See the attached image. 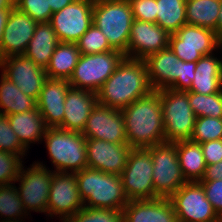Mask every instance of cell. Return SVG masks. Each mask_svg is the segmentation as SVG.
Segmentation results:
<instances>
[{
    "mask_svg": "<svg viewBox=\"0 0 222 222\" xmlns=\"http://www.w3.org/2000/svg\"><path fill=\"white\" fill-rule=\"evenodd\" d=\"M220 0H186L187 24L208 28L217 34Z\"/></svg>",
    "mask_w": 222,
    "mask_h": 222,
    "instance_id": "cell-30",
    "label": "cell"
},
{
    "mask_svg": "<svg viewBox=\"0 0 222 222\" xmlns=\"http://www.w3.org/2000/svg\"><path fill=\"white\" fill-rule=\"evenodd\" d=\"M70 87L67 79L48 78L44 82L37 100V109L48 128L59 127L62 124L66 92Z\"/></svg>",
    "mask_w": 222,
    "mask_h": 222,
    "instance_id": "cell-20",
    "label": "cell"
},
{
    "mask_svg": "<svg viewBox=\"0 0 222 222\" xmlns=\"http://www.w3.org/2000/svg\"><path fill=\"white\" fill-rule=\"evenodd\" d=\"M133 18L140 21L156 23V0H128Z\"/></svg>",
    "mask_w": 222,
    "mask_h": 222,
    "instance_id": "cell-40",
    "label": "cell"
},
{
    "mask_svg": "<svg viewBox=\"0 0 222 222\" xmlns=\"http://www.w3.org/2000/svg\"><path fill=\"white\" fill-rule=\"evenodd\" d=\"M206 165L216 164L222 160V139L201 143Z\"/></svg>",
    "mask_w": 222,
    "mask_h": 222,
    "instance_id": "cell-43",
    "label": "cell"
},
{
    "mask_svg": "<svg viewBox=\"0 0 222 222\" xmlns=\"http://www.w3.org/2000/svg\"><path fill=\"white\" fill-rule=\"evenodd\" d=\"M180 168L187 182H200L204 177L206 162L201 144L190 140L175 142Z\"/></svg>",
    "mask_w": 222,
    "mask_h": 222,
    "instance_id": "cell-27",
    "label": "cell"
},
{
    "mask_svg": "<svg viewBox=\"0 0 222 222\" xmlns=\"http://www.w3.org/2000/svg\"><path fill=\"white\" fill-rule=\"evenodd\" d=\"M86 139L127 144L124 118L121 110L100 104L92 109L81 133Z\"/></svg>",
    "mask_w": 222,
    "mask_h": 222,
    "instance_id": "cell-16",
    "label": "cell"
},
{
    "mask_svg": "<svg viewBox=\"0 0 222 222\" xmlns=\"http://www.w3.org/2000/svg\"><path fill=\"white\" fill-rule=\"evenodd\" d=\"M153 163L147 148H132L120 174L124 192L130 200L154 199Z\"/></svg>",
    "mask_w": 222,
    "mask_h": 222,
    "instance_id": "cell-10",
    "label": "cell"
},
{
    "mask_svg": "<svg viewBox=\"0 0 222 222\" xmlns=\"http://www.w3.org/2000/svg\"><path fill=\"white\" fill-rule=\"evenodd\" d=\"M219 139H222V118L196 117L190 141L201 144Z\"/></svg>",
    "mask_w": 222,
    "mask_h": 222,
    "instance_id": "cell-35",
    "label": "cell"
},
{
    "mask_svg": "<svg viewBox=\"0 0 222 222\" xmlns=\"http://www.w3.org/2000/svg\"><path fill=\"white\" fill-rule=\"evenodd\" d=\"M75 176L84 207L123 210L129 203L120 175L85 167Z\"/></svg>",
    "mask_w": 222,
    "mask_h": 222,
    "instance_id": "cell-3",
    "label": "cell"
},
{
    "mask_svg": "<svg viewBox=\"0 0 222 222\" xmlns=\"http://www.w3.org/2000/svg\"><path fill=\"white\" fill-rule=\"evenodd\" d=\"M26 213L15 185L0 186V215L6 216L3 220L18 221Z\"/></svg>",
    "mask_w": 222,
    "mask_h": 222,
    "instance_id": "cell-33",
    "label": "cell"
},
{
    "mask_svg": "<svg viewBox=\"0 0 222 222\" xmlns=\"http://www.w3.org/2000/svg\"><path fill=\"white\" fill-rule=\"evenodd\" d=\"M83 207L75 173L54 172L47 204L48 215H59L66 222Z\"/></svg>",
    "mask_w": 222,
    "mask_h": 222,
    "instance_id": "cell-14",
    "label": "cell"
},
{
    "mask_svg": "<svg viewBox=\"0 0 222 222\" xmlns=\"http://www.w3.org/2000/svg\"><path fill=\"white\" fill-rule=\"evenodd\" d=\"M194 75L188 91L208 95L222 90V60L213 54L202 56L196 62Z\"/></svg>",
    "mask_w": 222,
    "mask_h": 222,
    "instance_id": "cell-24",
    "label": "cell"
},
{
    "mask_svg": "<svg viewBox=\"0 0 222 222\" xmlns=\"http://www.w3.org/2000/svg\"><path fill=\"white\" fill-rule=\"evenodd\" d=\"M185 92L188 94L189 104L196 117L222 118V90L208 95Z\"/></svg>",
    "mask_w": 222,
    "mask_h": 222,
    "instance_id": "cell-32",
    "label": "cell"
},
{
    "mask_svg": "<svg viewBox=\"0 0 222 222\" xmlns=\"http://www.w3.org/2000/svg\"><path fill=\"white\" fill-rule=\"evenodd\" d=\"M15 7V0H0V9H12Z\"/></svg>",
    "mask_w": 222,
    "mask_h": 222,
    "instance_id": "cell-48",
    "label": "cell"
},
{
    "mask_svg": "<svg viewBox=\"0 0 222 222\" xmlns=\"http://www.w3.org/2000/svg\"><path fill=\"white\" fill-rule=\"evenodd\" d=\"M0 114L5 116L34 110L37 101L23 93L15 83L1 73ZM4 109V110H3Z\"/></svg>",
    "mask_w": 222,
    "mask_h": 222,
    "instance_id": "cell-29",
    "label": "cell"
},
{
    "mask_svg": "<svg viewBox=\"0 0 222 222\" xmlns=\"http://www.w3.org/2000/svg\"><path fill=\"white\" fill-rule=\"evenodd\" d=\"M178 79L169 87L174 91H188L195 77L196 62H185L178 60Z\"/></svg>",
    "mask_w": 222,
    "mask_h": 222,
    "instance_id": "cell-41",
    "label": "cell"
},
{
    "mask_svg": "<svg viewBox=\"0 0 222 222\" xmlns=\"http://www.w3.org/2000/svg\"><path fill=\"white\" fill-rule=\"evenodd\" d=\"M11 9H0V46L2 42V36L4 32L5 25L7 23V19L9 17Z\"/></svg>",
    "mask_w": 222,
    "mask_h": 222,
    "instance_id": "cell-46",
    "label": "cell"
},
{
    "mask_svg": "<svg viewBox=\"0 0 222 222\" xmlns=\"http://www.w3.org/2000/svg\"><path fill=\"white\" fill-rule=\"evenodd\" d=\"M178 222H221L199 182H187L169 197Z\"/></svg>",
    "mask_w": 222,
    "mask_h": 222,
    "instance_id": "cell-11",
    "label": "cell"
},
{
    "mask_svg": "<svg viewBox=\"0 0 222 222\" xmlns=\"http://www.w3.org/2000/svg\"><path fill=\"white\" fill-rule=\"evenodd\" d=\"M217 215L222 218V179L199 182Z\"/></svg>",
    "mask_w": 222,
    "mask_h": 222,
    "instance_id": "cell-42",
    "label": "cell"
},
{
    "mask_svg": "<svg viewBox=\"0 0 222 222\" xmlns=\"http://www.w3.org/2000/svg\"><path fill=\"white\" fill-rule=\"evenodd\" d=\"M80 51L76 43L60 42L53 52L45 69L49 79H67L73 74L78 63Z\"/></svg>",
    "mask_w": 222,
    "mask_h": 222,
    "instance_id": "cell-28",
    "label": "cell"
},
{
    "mask_svg": "<svg viewBox=\"0 0 222 222\" xmlns=\"http://www.w3.org/2000/svg\"><path fill=\"white\" fill-rule=\"evenodd\" d=\"M21 165L16 181L21 185L17 188L24 209L35 212H46L49 198L50 184L54 171L48 170L41 163L32 164L31 168L23 169Z\"/></svg>",
    "mask_w": 222,
    "mask_h": 222,
    "instance_id": "cell-13",
    "label": "cell"
},
{
    "mask_svg": "<svg viewBox=\"0 0 222 222\" xmlns=\"http://www.w3.org/2000/svg\"><path fill=\"white\" fill-rule=\"evenodd\" d=\"M217 35L222 39V0H220V11L217 19Z\"/></svg>",
    "mask_w": 222,
    "mask_h": 222,
    "instance_id": "cell-47",
    "label": "cell"
},
{
    "mask_svg": "<svg viewBox=\"0 0 222 222\" xmlns=\"http://www.w3.org/2000/svg\"><path fill=\"white\" fill-rule=\"evenodd\" d=\"M156 13V23L169 34L187 24L186 0H156Z\"/></svg>",
    "mask_w": 222,
    "mask_h": 222,
    "instance_id": "cell-31",
    "label": "cell"
},
{
    "mask_svg": "<svg viewBox=\"0 0 222 222\" xmlns=\"http://www.w3.org/2000/svg\"><path fill=\"white\" fill-rule=\"evenodd\" d=\"M162 104L165 142L190 140L196 116L189 104L188 94L169 88L158 90Z\"/></svg>",
    "mask_w": 222,
    "mask_h": 222,
    "instance_id": "cell-6",
    "label": "cell"
},
{
    "mask_svg": "<svg viewBox=\"0 0 222 222\" xmlns=\"http://www.w3.org/2000/svg\"><path fill=\"white\" fill-rule=\"evenodd\" d=\"M127 143L132 148H148L165 142L160 93L152 91L121 110Z\"/></svg>",
    "mask_w": 222,
    "mask_h": 222,
    "instance_id": "cell-2",
    "label": "cell"
},
{
    "mask_svg": "<svg viewBox=\"0 0 222 222\" xmlns=\"http://www.w3.org/2000/svg\"><path fill=\"white\" fill-rule=\"evenodd\" d=\"M178 60L169 47L144 59L153 91L169 88L178 79Z\"/></svg>",
    "mask_w": 222,
    "mask_h": 222,
    "instance_id": "cell-23",
    "label": "cell"
},
{
    "mask_svg": "<svg viewBox=\"0 0 222 222\" xmlns=\"http://www.w3.org/2000/svg\"><path fill=\"white\" fill-rule=\"evenodd\" d=\"M170 34L157 23L134 19L125 57L144 60L168 48Z\"/></svg>",
    "mask_w": 222,
    "mask_h": 222,
    "instance_id": "cell-17",
    "label": "cell"
},
{
    "mask_svg": "<svg viewBox=\"0 0 222 222\" xmlns=\"http://www.w3.org/2000/svg\"><path fill=\"white\" fill-rule=\"evenodd\" d=\"M43 139L56 167L54 172L76 173L87 167L86 137L80 132L49 127Z\"/></svg>",
    "mask_w": 222,
    "mask_h": 222,
    "instance_id": "cell-5",
    "label": "cell"
},
{
    "mask_svg": "<svg viewBox=\"0 0 222 222\" xmlns=\"http://www.w3.org/2000/svg\"><path fill=\"white\" fill-rule=\"evenodd\" d=\"M222 179V160L216 164L206 165L204 177L201 181H214Z\"/></svg>",
    "mask_w": 222,
    "mask_h": 222,
    "instance_id": "cell-44",
    "label": "cell"
},
{
    "mask_svg": "<svg viewBox=\"0 0 222 222\" xmlns=\"http://www.w3.org/2000/svg\"><path fill=\"white\" fill-rule=\"evenodd\" d=\"M122 212L124 222H178L169 198L130 200Z\"/></svg>",
    "mask_w": 222,
    "mask_h": 222,
    "instance_id": "cell-22",
    "label": "cell"
},
{
    "mask_svg": "<svg viewBox=\"0 0 222 222\" xmlns=\"http://www.w3.org/2000/svg\"><path fill=\"white\" fill-rule=\"evenodd\" d=\"M133 14L128 0H94L93 24L114 50L127 53Z\"/></svg>",
    "mask_w": 222,
    "mask_h": 222,
    "instance_id": "cell-4",
    "label": "cell"
},
{
    "mask_svg": "<svg viewBox=\"0 0 222 222\" xmlns=\"http://www.w3.org/2000/svg\"><path fill=\"white\" fill-rule=\"evenodd\" d=\"M38 22L31 16L20 12L16 7L10 10L7 23L4 28L0 46V59L11 55L25 53L29 41L34 35Z\"/></svg>",
    "mask_w": 222,
    "mask_h": 222,
    "instance_id": "cell-19",
    "label": "cell"
},
{
    "mask_svg": "<svg viewBox=\"0 0 222 222\" xmlns=\"http://www.w3.org/2000/svg\"><path fill=\"white\" fill-rule=\"evenodd\" d=\"M0 68L2 74L15 83L23 93L38 100L44 82L48 79L45 69L24 54L0 59Z\"/></svg>",
    "mask_w": 222,
    "mask_h": 222,
    "instance_id": "cell-15",
    "label": "cell"
},
{
    "mask_svg": "<svg viewBox=\"0 0 222 222\" xmlns=\"http://www.w3.org/2000/svg\"><path fill=\"white\" fill-rule=\"evenodd\" d=\"M153 163V187L155 198H169L187 183L177 153V145L171 142L155 144L147 148Z\"/></svg>",
    "mask_w": 222,
    "mask_h": 222,
    "instance_id": "cell-7",
    "label": "cell"
},
{
    "mask_svg": "<svg viewBox=\"0 0 222 222\" xmlns=\"http://www.w3.org/2000/svg\"><path fill=\"white\" fill-rule=\"evenodd\" d=\"M21 159L16 154L0 151V186L16 182L23 162Z\"/></svg>",
    "mask_w": 222,
    "mask_h": 222,
    "instance_id": "cell-39",
    "label": "cell"
},
{
    "mask_svg": "<svg viewBox=\"0 0 222 222\" xmlns=\"http://www.w3.org/2000/svg\"><path fill=\"white\" fill-rule=\"evenodd\" d=\"M26 150L12 130L7 116L0 114V151L16 154L22 158Z\"/></svg>",
    "mask_w": 222,
    "mask_h": 222,
    "instance_id": "cell-38",
    "label": "cell"
},
{
    "mask_svg": "<svg viewBox=\"0 0 222 222\" xmlns=\"http://www.w3.org/2000/svg\"><path fill=\"white\" fill-rule=\"evenodd\" d=\"M152 91L145 61L124 57L96 93L97 104L122 110Z\"/></svg>",
    "mask_w": 222,
    "mask_h": 222,
    "instance_id": "cell-1",
    "label": "cell"
},
{
    "mask_svg": "<svg viewBox=\"0 0 222 222\" xmlns=\"http://www.w3.org/2000/svg\"><path fill=\"white\" fill-rule=\"evenodd\" d=\"M132 147L127 143H109L99 139H86L87 167L108 174L123 172Z\"/></svg>",
    "mask_w": 222,
    "mask_h": 222,
    "instance_id": "cell-18",
    "label": "cell"
},
{
    "mask_svg": "<svg viewBox=\"0 0 222 222\" xmlns=\"http://www.w3.org/2000/svg\"><path fill=\"white\" fill-rule=\"evenodd\" d=\"M7 119L20 143L28 150L30 143L42 141L48 127L37 107L31 111L8 115ZM42 139V140H41Z\"/></svg>",
    "mask_w": 222,
    "mask_h": 222,
    "instance_id": "cell-25",
    "label": "cell"
},
{
    "mask_svg": "<svg viewBox=\"0 0 222 222\" xmlns=\"http://www.w3.org/2000/svg\"><path fill=\"white\" fill-rule=\"evenodd\" d=\"M76 44L81 55L97 54L114 50L110 46L106 36L95 24L90 26Z\"/></svg>",
    "mask_w": 222,
    "mask_h": 222,
    "instance_id": "cell-34",
    "label": "cell"
},
{
    "mask_svg": "<svg viewBox=\"0 0 222 222\" xmlns=\"http://www.w3.org/2000/svg\"><path fill=\"white\" fill-rule=\"evenodd\" d=\"M168 47L180 60L197 62L222 47V39L211 29L185 24L170 34Z\"/></svg>",
    "mask_w": 222,
    "mask_h": 222,
    "instance_id": "cell-9",
    "label": "cell"
},
{
    "mask_svg": "<svg viewBox=\"0 0 222 222\" xmlns=\"http://www.w3.org/2000/svg\"><path fill=\"white\" fill-rule=\"evenodd\" d=\"M73 1L75 0H48L53 13L62 10Z\"/></svg>",
    "mask_w": 222,
    "mask_h": 222,
    "instance_id": "cell-45",
    "label": "cell"
},
{
    "mask_svg": "<svg viewBox=\"0 0 222 222\" xmlns=\"http://www.w3.org/2000/svg\"><path fill=\"white\" fill-rule=\"evenodd\" d=\"M96 104V93L70 87L66 92L64 116L59 128L82 133L86 121Z\"/></svg>",
    "mask_w": 222,
    "mask_h": 222,
    "instance_id": "cell-21",
    "label": "cell"
},
{
    "mask_svg": "<svg viewBox=\"0 0 222 222\" xmlns=\"http://www.w3.org/2000/svg\"><path fill=\"white\" fill-rule=\"evenodd\" d=\"M94 0H75L54 12L50 24L60 42L76 43L93 24Z\"/></svg>",
    "mask_w": 222,
    "mask_h": 222,
    "instance_id": "cell-12",
    "label": "cell"
},
{
    "mask_svg": "<svg viewBox=\"0 0 222 222\" xmlns=\"http://www.w3.org/2000/svg\"><path fill=\"white\" fill-rule=\"evenodd\" d=\"M124 57L125 55L118 50L80 55L73 74L68 80L70 86L97 93Z\"/></svg>",
    "mask_w": 222,
    "mask_h": 222,
    "instance_id": "cell-8",
    "label": "cell"
},
{
    "mask_svg": "<svg viewBox=\"0 0 222 222\" xmlns=\"http://www.w3.org/2000/svg\"><path fill=\"white\" fill-rule=\"evenodd\" d=\"M66 222H124V214L122 210L83 207Z\"/></svg>",
    "mask_w": 222,
    "mask_h": 222,
    "instance_id": "cell-36",
    "label": "cell"
},
{
    "mask_svg": "<svg viewBox=\"0 0 222 222\" xmlns=\"http://www.w3.org/2000/svg\"><path fill=\"white\" fill-rule=\"evenodd\" d=\"M15 7L38 23L50 22L53 14L48 0H15Z\"/></svg>",
    "mask_w": 222,
    "mask_h": 222,
    "instance_id": "cell-37",
    "label": "cell"
},
{
    "mask_svg": "<svg viewBox=\"0 0 222 222\" xmlns=\"http://www.w3.org/2000/svg\"><path fill=\"white\" fill-rule=\"evenodd\" d=\"M1 222H22V220H18V221H6V220H2Z\"/></svg>",
    "mask_w": 222,
    "mask_h": 222,
    "instance_id": "cell-49",
    "label": "cell"
},
{
    "mask_svg": "<svg viewBox=\"0 0 222 222\" xmlns=\"http://www.w3.org/2000/svg\"><path fill=\"white\" fill-rule=\"evenodd\" d=\"M59 43L57 34L49 22L38 23L24 55L38 66L46 69Z\"/></svg>",
    "mask_w": 222,
    "mask_h": 222,
    "instance_id": "cell-26",
    "label": "cell"
}]
</instances>
